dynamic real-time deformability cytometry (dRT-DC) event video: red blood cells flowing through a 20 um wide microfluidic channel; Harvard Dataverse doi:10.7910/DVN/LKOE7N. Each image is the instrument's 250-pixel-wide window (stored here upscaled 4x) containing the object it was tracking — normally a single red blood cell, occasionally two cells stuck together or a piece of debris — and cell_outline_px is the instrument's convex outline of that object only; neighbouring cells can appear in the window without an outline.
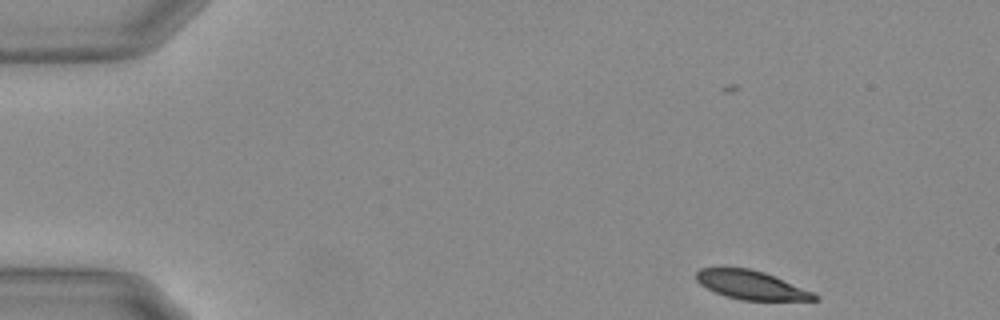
{"species": "Egyptian fruit bat (a non-hibernating species)", "species_latin": "Rousettus aegyptiacus", "temperature_condition": "warm", "stored_images_in_passage": 50, "camera_frame_rate_fps": 3000, "um_per_image_px": 0.085, "animal": {"sex": "female"}, "frame": {"image": 1, "passage_image": 1, "time_ms": 0.0, "image_size_px": [1000, 320], "cell_outline_px": [[820, 300], [740, 300], [724, 296], [700, 284], [696, 280], [696, 272], [700, 268], [748, 268], [764, 272], [812, 292], [820, 296]], "centroid_in_image_um": [63.84, 24.23], "position_along_channel_um": 21.2, "area_um2": 19.54}}
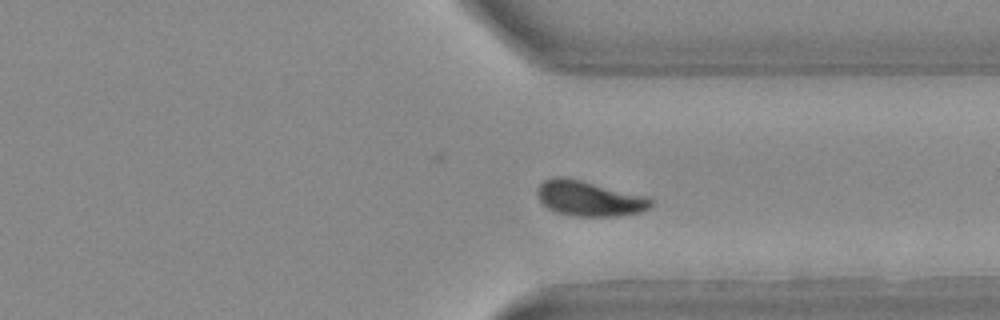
{"frame": {"image": 2, "passage_image": 37, "time_ms": 12.0, "image_size_px": [1000, 320], "cell_outline_px": [[652, 208], [640, 212], [620, 216], [572, 216], [556, 212], [548, 208], [540, 200], [536, 192], [536, 188], [544, 180], [552, 176], [564, 176], [648, 196], [652, 200]], "centroid_in_image_um": [50.09, 16.86], "position_along_channel_um": 361.3, "area_um2": 23.58}}
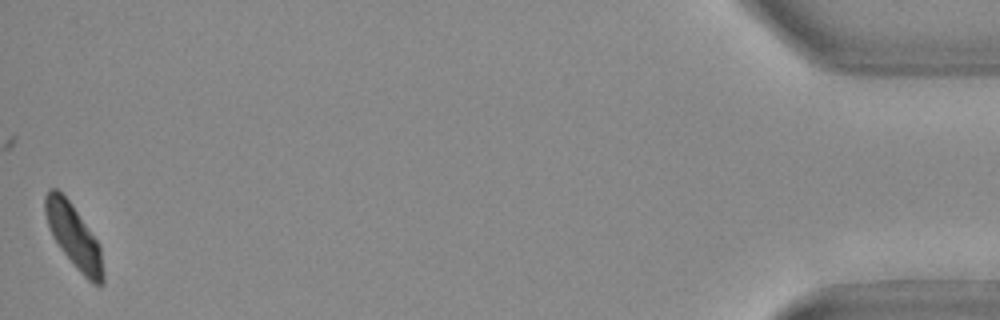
{"frame": {"image": 3, "passage_image": 50, "time_ms": 16.333, "image_size_px": [1000, 320], "cell_outline_px": [[104, 284], [92, 284], [76, 268], [60, 248], [52, 236], [48, 228], [44, 212], [44, 196], [48, 188], [56, 188], [68, 200], [100, 244], [104, 272]], "centroid_in_image_um": [6.26, 20.09], "position_along_channel_um": 428.9, "area_um2": 21.39}, "authors_computed_cell_mechanics": {"area_um2": 22.6865, "velocity_mm_per_s": 3.6685, "shape_relaxation_time_tau1_ms": 2.7006, "shape_relaxation_time_tau2_ms": 1.8455, "deformation_change_tau1": 0.1583, "deformation_change_tau2": 0.0694}}